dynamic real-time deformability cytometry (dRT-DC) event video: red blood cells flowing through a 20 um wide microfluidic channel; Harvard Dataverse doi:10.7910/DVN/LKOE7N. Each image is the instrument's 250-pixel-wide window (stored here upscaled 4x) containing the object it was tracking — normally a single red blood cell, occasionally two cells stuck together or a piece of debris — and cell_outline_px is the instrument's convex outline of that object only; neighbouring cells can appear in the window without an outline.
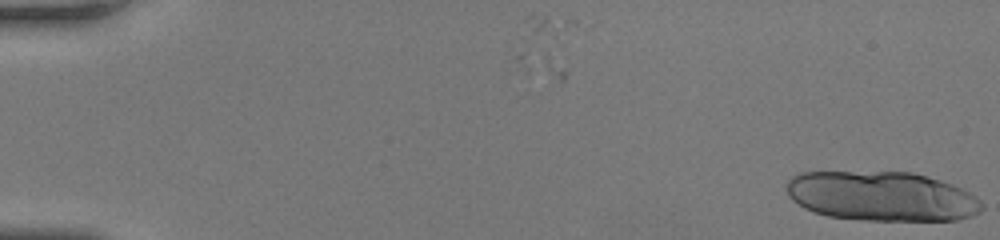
{"species": "human", "species_latin": "Homo sapiens", "temperature_condition": "room temperature", "stored_images_in_passage": 17, "camera_frame_rate_fps": 3000, "um_per_image_px": 0.085, "donor": {"sex": "female"}, "frame": {"image": 1, "passage_image": 1, "time_ms": 0.0, "image_size_px": [1000, 240], "cell_outline_px": [[984, 208], [980, 212], [972, 216], [956, 220], [864, 220], [828, 216], [804, 208], [792, 200], [788, 196], [784, 188], [784, 184], [792, 176], [800, 172], [912, 172], [940, 180], [952, 184], [976, 196], [984, 204]], "centroid_in_image_um": [74.92, 16.68], "position_along_channel_um": 10.1, "area_um2": 56.76}}